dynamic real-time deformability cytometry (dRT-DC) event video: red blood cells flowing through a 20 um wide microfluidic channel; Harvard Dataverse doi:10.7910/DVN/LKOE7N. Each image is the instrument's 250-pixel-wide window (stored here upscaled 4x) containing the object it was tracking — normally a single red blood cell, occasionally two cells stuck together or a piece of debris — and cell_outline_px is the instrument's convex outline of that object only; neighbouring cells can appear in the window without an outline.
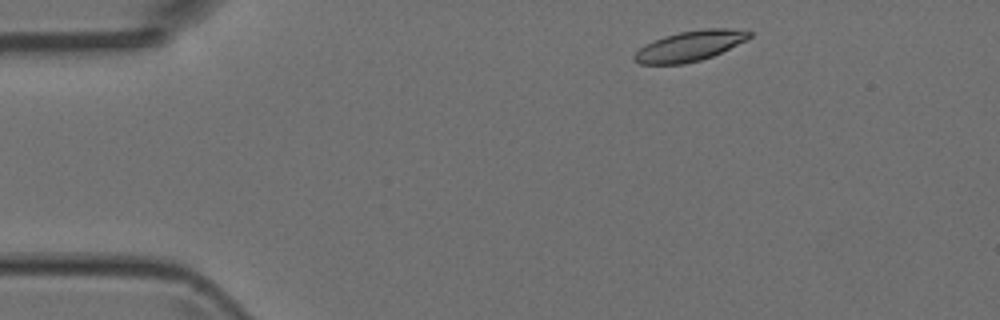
{"species": "Egyptian fruit bat (a non-hibernating species)", "species_latin": "Rousettus aegyptiacus", "temperature_condition": "room temperature", "stored_images_in_passage": 3, "camera_frame_rate_fps": 3000, "um_per_image_px": 0.085, "animal": {"sex": "female"}, "frame": {"image": 1, "passage_image": 1, "time_ms": 0.0, "image_size_px": [1000, 320], "cell_outline_px": [[752, 36], [748, 40], [712, 56], [700, 60], [684, 64], [640, 64], [632, 60], [632, 56], [644, 44], [664, 36], [680, 32], [704, 28], [732, 28], [752, 32]], "centroid_in_image_um": [58.64, 3.9], "position_along_channel_um": 26.4, "area_um2": 20.46}}
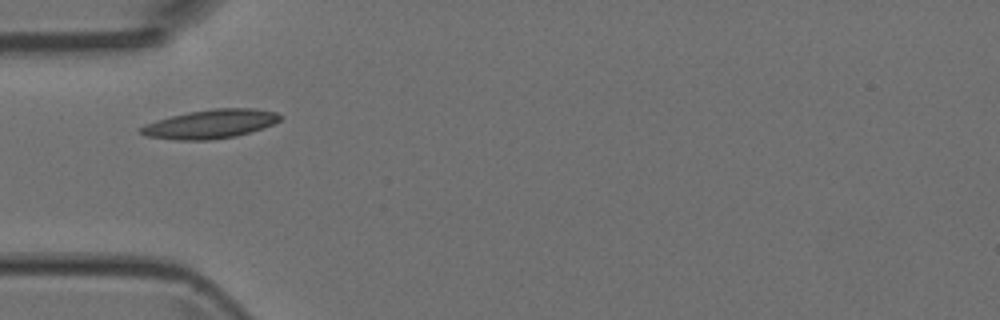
{"frame": {"image": 2, "passage_image": 3, "time_ms": 2.667, "image_size_px": [1000, 320], "cell_outline_px": [[284, 116], [280, 120], [272, 124], [236, 136], [208, 140], [176, 140], [144, 136], [140, 132], [140, 128], [144, 124], [156, 120], [188, 112], [212, 108], [256, 108], [276, 112]], "centroid_in_image_um": [17.87, 10.53], "position_along_channel_um": 67.1, "area_um2": 23.41}}